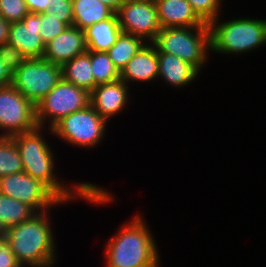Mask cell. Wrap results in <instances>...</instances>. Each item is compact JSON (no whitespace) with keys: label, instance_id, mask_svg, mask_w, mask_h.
I'll use <instances>...</instances> for the list:
<instances>
[{"label":"cell","instance_id":"14","mask_svg":"<svg viewBox=\"0 0 266 267\" xmlns=\"http://www.w3.org/2000/svg\"><path fill=\"white\" fill-rule=\"evenodd\" d=\"M127 84L119 79L97 85L90 92V105L106 121L121 112L128 102Z\"/></svg>","mask_w":266,"mask_h":267},{"label":"cell","instance_id":"27","mask_svg":"<svg viewBox=\"0 0 266 267\" xmlns=\"http://www.w3.org/2000/svg\"><path fill=\"white\" fill-rule=\"evenodd\" d=\"M28 13L24 0H0V15L9 23L22 21Z\"/></svg>","mask_w":266,"mask_h":267},{"label":"cell","instance_id":"35","mask_svg":"<svg viewBox=\"0 0 266 267\" xmlns=\"http://www.w3.org/2000/svg\"><path fill=\"white\" fill-rule=\"evenodd\" d=\"M149 1H151V2H153V3H156V2L159 1V0H149Z\"/></svg>","mask_w":266,"mask_h":267},{"label":"cell","instance_id":"33","mask_svg":"<svg viewBox=\"0 0 266 267\" xmlns=\"http://www.w3.org/2000/svg\"><path fill=\"white\" fill-rule=\"evenodd\" d=\"M10 23L0 15V45L7 43Z\"/></svg>","mask_w":266,"mask_h":267},{"label":"cell","instance_id":"4","mask_svg":"<svg viewBox=\"0 0 266 267\" xmlns=\"http://www.w3.org/2000/svg\"><path fill=\"white\" fill-rule=\"evenodd\" d=\"M218 18L208 24L211 51L240 54L266 44V20L239 18L218 25Z\"/></svg>","mask_w":266,"mask_h":267},{"label":"cell","instance_id":"32","mask_svg":"<svg viewBox=\"0 0 266 267\" xmlns=\"http://www.w3.org/2000/svg\"><path fill=\"white\" fill-rule=\"evenodd\" d=\"M12 84V73L9 71L3 60L0 58V87Z\"/></svg>","mask_w":266,"mask_h":267},{"label":"cell","instance_id":"6","mask_svg":"<svg viewBox=\"0 0 266 267\" xmlns=\"http://www.w3.org/2000/svg\"><path fill=\"white\" fill-rule=\"evenodd\" d=\"M88 105H90V93L61 78L57 85L35 105L37 125L43 128L48 118L50 130L63 117Z\"/></svg>","mask_w":266,"mask_h":267},{"label":"cell","instance_id":"12","mask_svg":"<svg viewBox=\"0 0 266 267\" xmlns=\"http://www.w3.org/2000/svg\"><path fill=\"white\" fill-rule=\"evenodd\" d=\"M7 43L29 59L43 58L46 45L39 34V14L29 12L22 21L10 23Z\"/></svg>","mask_w":266,"mask_h":267},{"label":"cell","instance_id":"28","mask_svg":"<svg viewBox=\"0 0 266 267\" xmlns=\"http://www.w3.org/2000/svg\"><path fill=\"white\" fill-rule=\"evenodd\" d=\"M0 58L12 74L29 59L22 51L9 43L0 45Z\"/></svg>","mask_w":266,"mask_h":267},{"label":"cell","instance_id":"1","mask_svg":"<svg viewBox=\"0 0 266 267\" xmlns=\"http://www.w3.org/2000/svg\"><path fill=\"white\" fill-rule=\"evenodd\" d=\"M42 129L37 127L29 132L11 137L19 150L23 171L43 183L61 202L68 203L76 196L95 203V205L113 201L114 197L111 193L109 194L103 188L92 183L75 184L73 190L57 180L55 173H53L55 172L54 156L45 138L40 134Z\"/></svg>","mask_w":266,"mask_h":267},{"label":"cell","instance_id":"22","mask_svg":"<svg viewBox=\"0 0 266 267\" xmlns=\"http://www.w3.org/2000/svg\"><path fill=\"white\" fill-rule=\"evenodd\" d=\"M143 39L121 32L117 41L107 51L115 67L121 73L130 59L146 44Z\"/></svg>","mask_w":266,"mask_h":267},{"label":"cell","instance_id":"10","mask_svg":"<svg viewBox=\"0 0 266 267\" xmlns=\"http://www.w3.org/2000/svg\"><path fill=\"white\" fill-rule=\"evenodd\" d=\"M0 194L24 202L36 212L48 211L52 205L55 207L65 203L61 202L43 183L24 171L0 177Z\"/></svg>","mask_w":266,"mask_h":267},{"label":"cell","instance_id":"26","mask_svg":"<svg viewBox=\"0 0 266 267\" xmlns=\"http://www.w3.org/2000/svg\"><path fill=\"white\" fill-rule=\"evenodd\" d=\"M197 16L206 24L219 17L222 0H187Z\"/></svg>","mask_w":266,"mask_h":267},{"label":"cell","instance_id":"5","mask_svg":"<svg viewBox=\"0 0 266 267\" xmlns=\"http://www.w3.org/2000/svg\"><path fill=\"white\" fill-rule=\"evenodd\" d=\"M157 53H169L193 65L199 72L210 49L208 24L197 27L162 28L152 42Z\"/></svg>","mask_w":266,"mask_h":267},{"label":"cell","instance_id":"3","mask_svg":"<svg viewBox=\"0 0 266 267\" xmlns=\"http://www.w3.org/2000/svg\"><path fill=\"white\" fill-rule=\"evenodd\" d=\"M144 222L138 214L108 241L107 267H159V252Z\"/></svg>","mask_w":266,"mask_h":267},{"label":"cell","instance_id":"7","mask_svg":"<svg viewBox=\"0 0 266 267\" xmlns=\"http://www.w3.org/2000/svg\"><path fill=\"white\" fill-rule=\"evenodd\" d=\"M61 66L44 58L28 59L12 74V86L37 105L61 80Z\"/></svg>","mask_w":266,"mask_h":267},{"label":"cell","instance_id":"21","mask_svg":"<svg viewBox=\"0 0 266 267\" xmlns=\"http://www.w3.org/2000/svg\"><path fill=\"white\" fill-rule=\"evenodd\" d=\"M36 213L28 204L0 194V232L30 219Z\"/></svg>","mask_w":266,"mask_h":267},{"label":"cell","instance_id":"29","mask_svg":"<svg viewBox=\"0 0 266 267\" xmlns=\"http://www.w3.org/2000/svg\"><path fill=\"white\" fill-rule=\"evenodd\" d=\"M45 13L68 26H73L72 0H50Z\"/></svg>","mask_w":266,"mask_h":267},{"label":"cell","instance_id":"8","mask_svg":"<svg viewBox=\"0 0 266 267\" xmlns=\"http://www.w3.org/2000/svg\"><path fill=\"white\" fill-rule=\"evenodd\" d=\"M107 121L91 105L63 117L50 132L80 147H94L104 137Z\"/></svg>","mask_w":266,"mask_h":267},{"label":"cell","instance_id":"34","mask_svg":"<svg viewBox=\"0 0 266 267\" xmlns=\"http://www.w3.org/2000/svg\"><path fill=\"white\" fill-rule=\"evenodd\" d=\"M110 8H112L115 12L119 9L120 5L123 3V0H98Z\"/></svg>","mask_w":266,"mask_h":267},{"label":"cell","instance_id":"24","mask_svg":"<svg viewBox=\"0 0 266 267\" xmlns=\"http://www.w3.org/2000/svg\"><path fill=\"white\" fill-rule=\"evenodd\" d=\"M23 172L19 150L11 137H0V177Z\"/></svg>","mask_w":266,"mask_h":267},{"label":"cell","instance_id":"20","mask_svg":"<svg viewBox=\"0 0 266 267\" xmlns=\"http://www.w3.org/2000/svg\"><path fill=\"white\" fill-rule=\"evenodd\" d=\"M91 70L90 51H87L61 66L62 79L90 93L94 89V76Z\"/></svg>","mask_w":266,"mask_h":267},{"label":"cell","instance_id":"30","mask_svg":"<svg viewBox=\"0 0 266 267\" xmlns=\"http://www.w3.org/2000/svg\"><path fill=\"white\" fill-rule=\"evenodd\" d=\"M0 267H22L6 242L4 232H0Z\"/></svg>","mask_w":266,"mask_h":267},{"label":"cell","instance_id":"13","mask_svg":"<svg viewBox=\"0 0 266 267\" xmlns=\"http://www.w3.org/2000/svg\"><path fill=\"white\" fill-rule=\"evenodd\" d=\"M87 52L84 30L68 26L62 33L48 42L43 58L62 66L76 56Z\"/></svg>","mask_w":266,"mask_h":267},{"label":"cell","instance_id":"17","mask_svg":"<svg viewBox=\"0 0 266 267\" xmlns=\"http://www.w3.org/2000/svg\"><path fill=\"white\" fill-rule=\"evenodd\" d=\"M159 77L174 87L190 84L200 73L193 65L178 56L169 53H158Z\"/></svg>","mask_w":266,"mask_h":267},{"label":"cell","instance_id":"2","mask_svg":"<svg viewBox=\"0 0 266 267\" xmlns=\"http://www.w3.org/2000/svg\"><path fill=\"white\" fill-rule=\"evenodd\" d=\"M48 211L37 212L30 219L4 231L6 242L22 267H51L55 259V239Z\"/></svg>","mask_w":266,"mask_h":267},{"label":"cell","instance_id":"23","mask_svg":"<svg viewBox=\"0 0 266 267\" xmlns=\"http://www.w3.org/2000/svg\"><path fill=\"white\" fill-rule=\"evenodd\" d=\"M94 88L97 85L111 83L120 79V72L113 64L107 52L90 51Z\"/></svg>","mask_w":266,"mask_h":267},{"label":"cell","instance_id":"16","mask_svg":"<svg viewBox=\"0 0 266 267\" xmlns=\"http://www.w3.org/2000/svg\"><path fill=\"white\" fill-rule=\"evenodd\" d=\"M162 28L205 26L187 0H159L156 3Z\"/></svg>","mask_w":266,"mask_h":267},{"label":"cell","instance_id":"18","mask_svg":"<svg viewBox=\"0 0 266 267\" xmlns=\"http://www.w3.org/2000/svg\"><path fill=\"white\" fill-rule=\"evenodd\" d=\"M121 32L116 13L111 18L87 27L84 30L87 51L107 52Z\"/></svg>","mask_w":266,"mask_h":267},{"label":"cell","instance_id":"31","mask_svg":"<svg viewBox=\"0 0 266 267\" xmlns=\"http://www.w3.org/2000/svg\"><path fill=\"white\" fill-rule=\"evenodd\" d=\"M29 12L32 13H45L48 9L50 0H24Z\"/></svg>","mask_w":266,"mask_h":267},{"label":"cell","instance_id":"11","mask_svg":"<svg viewBox=\"0 0 266 267\" xmlns=\"http://www.w3.org/2000/svg\"><path fill=\"white\" fill-rule=\"evenodd\" d=\"M116 15L122 32L139 37L145 42L152 43L162 29L156 4L149 0L123 2L116 11Z\"/></svg>","mask_w":266,"mask_h":267},{"label":"cell","instance_id":"25","mask_svg":"<svg viewBox=\"0 0 266 267\" xmlns=\"http://www.w3.org/2000/svg\"><path fill=\"white\" fill-rule=\"evenodd\" d=\"M68 27L47 13L39 14V34L46 45Z\"/></svg>","mask_w":266,"mask_h":267},{"label":"cell","instance_id":"9","mask_svg":"<svg viewBox=\"0 0 266 267\" xmlns=\"http://www.w3.org/2000/svg\"><path fill=\"white\" fill-rule=\"evenodd\" d=\"M36 107L12 85L0 87V137L29 132L37 128Z\"/></svg>","mask_w":266,"mask_h":267},{"label":"cell","instance_id":"19","mask_svg":"<svg viewBox=\"0 0 266 267\" xmlns=\"http://www.w3.org/2000/svg\"><path fill=\"white\" fill-rule=\"evenodd\" d=\"M73 26L85 30L102 20L111 18L116 12L98 0H72Z\"/></svg>","mask_w":266,"mask_h":267},{"label":"cell","instance_id":"15","mask_svg":"<svg viewBox=\"0 0 266 267\" xmlns=\"http://www.w3.org/2000/svg\"><path fill=\"white\" fill-rule=\"evenodd\" d=\"M151 44V45H150ZM146 43L120 73V79L129 82H147L158 78V53L152 43Z\"/></svg>","mask_w":266,"mask_h":267}]
</instances>
